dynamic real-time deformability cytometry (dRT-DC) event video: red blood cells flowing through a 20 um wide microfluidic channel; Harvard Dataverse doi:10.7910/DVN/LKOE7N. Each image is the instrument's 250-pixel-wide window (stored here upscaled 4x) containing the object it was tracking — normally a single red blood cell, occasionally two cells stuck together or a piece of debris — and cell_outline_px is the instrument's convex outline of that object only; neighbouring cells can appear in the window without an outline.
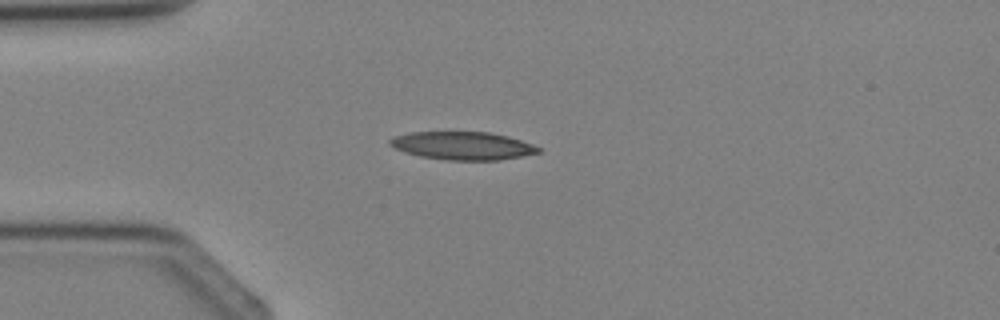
{"species": "Egyptian fruit bat (a non-hibernating species)", "species_latin": "Rousettus aegyptiacus", "temperature_condition": "cold", "stored_images_in_passage": 1, "camera_frame_rate_fps": 3000, "um_per_image_px": 0.085, "animal": {"sex": "female"}, "frame": {"image": 1, "passage_image": 1, "time_ms": 0.0, "image_size_px": [1000, 320], "cell_outline_px": [[540, 152], [500, 160], [444, 160], [420, 156], [404, 152], [388, 144], [388, 140], [392, 136], [408, 132], [488, 132], [508, 136], [532, 144], [540, 148]], "centroid_in_image_um": [39.27, 12.38], "position_along_channel_um": 45.7, "area_um2": 24.28}}